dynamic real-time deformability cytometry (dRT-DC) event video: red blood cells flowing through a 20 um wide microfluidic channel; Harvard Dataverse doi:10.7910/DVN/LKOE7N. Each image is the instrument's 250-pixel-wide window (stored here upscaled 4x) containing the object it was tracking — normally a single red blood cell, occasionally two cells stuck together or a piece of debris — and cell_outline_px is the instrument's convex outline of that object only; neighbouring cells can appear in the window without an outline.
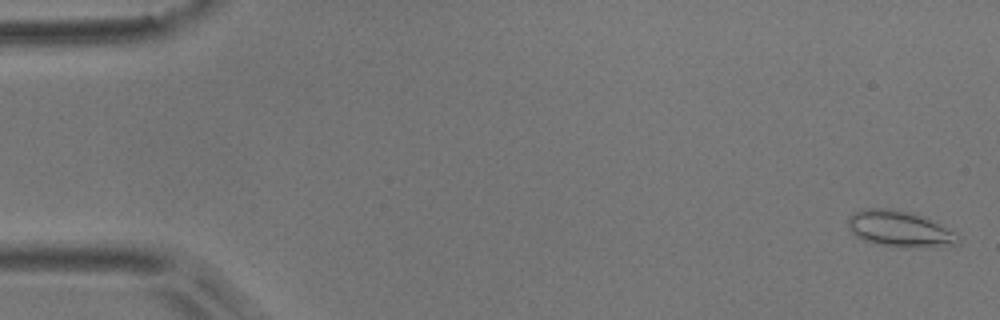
{"species": "common noctule bat (a hibernating species)", "species_latin": "Nyctalus noctula", "temperature_condition": "room temperature", "stored_images_in_passage": 5, "camera_frame_rate_fps": 3000, "um_per_image_px": 0.085, "animal": {"sex": "male", "body_mass_g": 17.9}, "frame": {"image": 1, "passage_image": 1, "time_ms": 0.0, "image_size_px": [1000, 320], "cell_outline_px": [[960, 244], [880, 244], [864, 240], [856, 236], [848, 228], [848, 216], [864, 208], [900, 208], [912, 212], [956, 232], [960, 240]], "centroid_in_image_um": [76.38, 19.36], "position_along_channel_um": 8.6, "area_um2": 21.96}}